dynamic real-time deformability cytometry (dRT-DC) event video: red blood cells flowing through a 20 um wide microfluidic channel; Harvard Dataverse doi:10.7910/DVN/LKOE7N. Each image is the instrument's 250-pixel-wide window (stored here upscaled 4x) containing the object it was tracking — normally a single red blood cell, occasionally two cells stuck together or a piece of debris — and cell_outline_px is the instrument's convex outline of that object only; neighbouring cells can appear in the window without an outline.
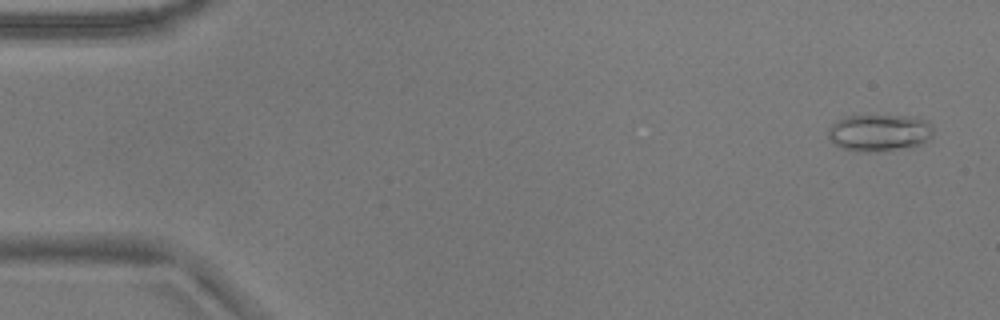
{"species": "common noctule bat (a hibernating species)", "species_latin": "Nyctalus noctula", "temperature_condition": "warm", "stored_images_in_passage": 54, "camera_frame_rate_fps": 3000, "um_per_image_px": 0.085, "animal": {"sex": "male", "body_mass_g": 17.9}, "frame": {"image": 1, "passage_image": 3, "time_ms": 0.667, "image_size_px": [1000, 320], "cell_outline_px": [[932, 136], [920, 144], [912, 148], [884, 152], [860, 152], [840, 148], [828, 136], [828, 128], [836, 120], [844, 116], [916, 116], [928, 120], [932, 128]], "centroid_in_image_um": [74.76, 11.3], "position_along_channel_um": 10.2, "area_um2": 23.12}}
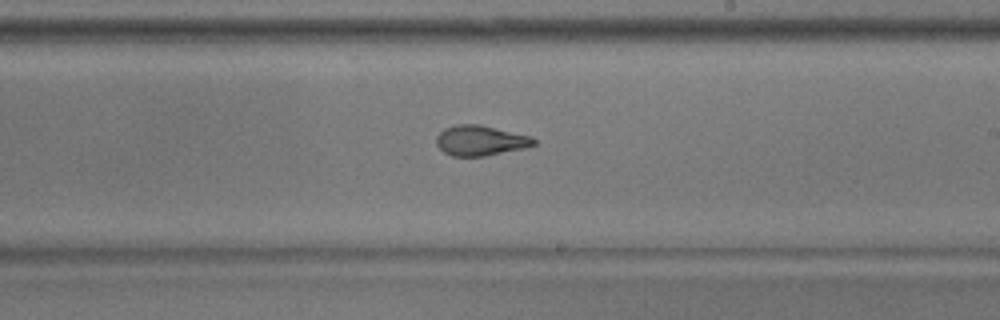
{"frame": {"image": 2, "passage_image": 32, "time_ms": 10.333, "image_size_px": [1000, 320], "cell_outline_px": [[536, 144], [524, 148], [484, 156], [452, 156], [444, 152], [436, 144], [436, 136], [444, 128], [456, 124], [480, 124], [532, 136], [536, 140]], "centroid_in_image_um": [40.83, 11.93], "position_along_channel_um": 248.2, "area_um2": 17.22}}
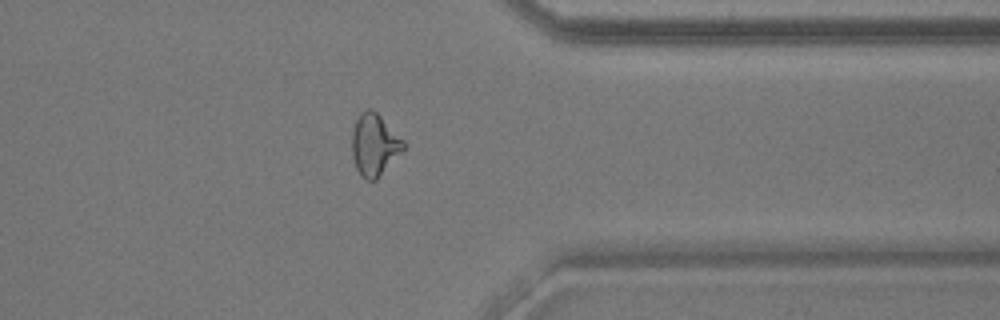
{"frame": {"image": 3, "passage_image": 43, "time_ms": 14.0, "image_size_px": [1000, 320], "cell_outline_px": [[404, 148], [376, 180], [364, 180], [360, 176], [356, 168], [352, 156], [352, 132], [356, 120], [360, 112], [364, 108], [372, 108], [404, 140]], "centroid_in_image_um": [31.79, 12.29], "position_along_channel_um": 379.6, "area_um2": 18.5}, "authors_computed_cell_mechanics": {"area_um2": 18.7272, "velocity_mm_per_s": 3.7866, "shape_relaxation_time_tau1_ms": null, "shape_relaxation_time_tau2_ms": 1.2988, "deformation_change_tau1": null, "deformation_change_tau2": 0.0742}}